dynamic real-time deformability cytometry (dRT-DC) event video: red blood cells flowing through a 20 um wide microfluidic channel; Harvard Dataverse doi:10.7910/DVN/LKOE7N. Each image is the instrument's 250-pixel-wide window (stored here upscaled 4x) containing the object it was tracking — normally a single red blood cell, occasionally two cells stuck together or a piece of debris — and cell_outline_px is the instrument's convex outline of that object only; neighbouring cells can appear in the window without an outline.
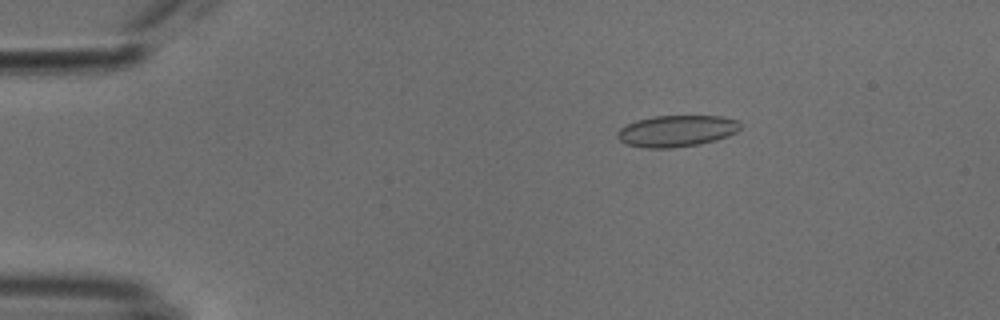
{"species": "common noctule bat (a hibernating species)", "species_latin": "Nyctalus noctula", "temperature_condition": "cold", "stored_images_in_passage": 53, "camera_frame_rate_fps": 3000, "um_per_image_px": 0.085, "animal": {"sex": "male", "body_mass_g": 18.8}, "frame": {"image": 1, "passage_image": 9, "time_ms": 2.667, "image_size_px": [1000, 320], "cell_outline_px": [[740, 128], [736, 132], [728, 136], [716, 140], [700, 144], [672, 148], [644, 148], [624, 144], [616, 136], [616, 132], [620, 128], [636, 120], [652, 116], [720, 116], [736, 120], [740, 124]], "centroid_in_image_um": [57.47, 11.14], "position_along_channel_um": 27.5, "area_um2": 22.66}}
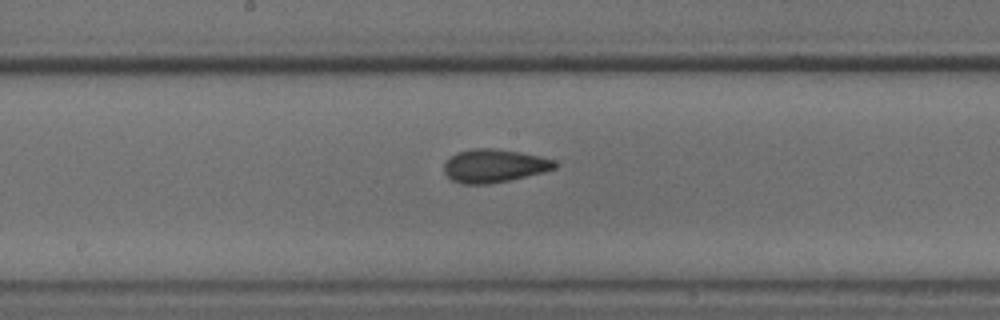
{"frame": {"image": 2, "passage_image": 28, "time_ms": 9.0, "image_size_px": [1000, 320], "cell_outline_px": [[556, 168], [544, 172], [492, 184], [460, 184], [452, 180], [444, 172], [444, 164], [456, 152], [472, 148], [496, 148], [520, 152], [540, 156], [556, 160]], "centroid_in_image_um": [42.01, 14.09], "position_along_channel_um": 206.2, "area_um2": 21.62}}
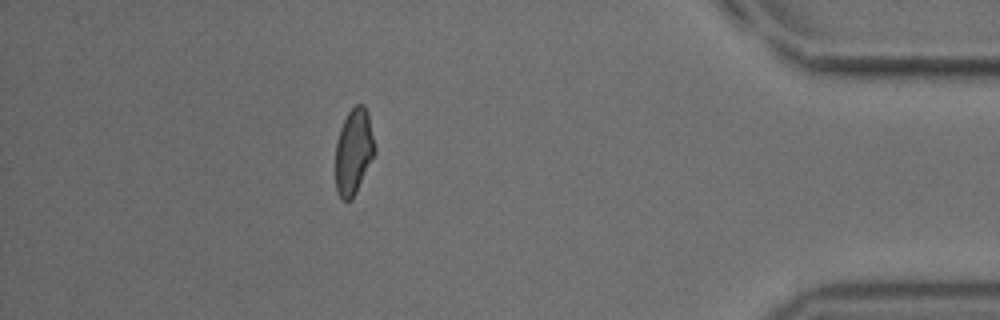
{"frame": {"image": 3, "passage_image": 47, "time_ms": 15.333, "image_size_px": [1000, 320], "cell_outline_px": [[376, 152], [352, 200], [340, 200], [336, 188], [336, 140], [340, 128], [348, 112], [356, 104], [364, 104], [368, 112], [376, 148]], "centroid_in_image_um": [30.07, 12.87], "position_along_channel_um": 405.1, "area_um2": 19.77}, "authors_computed_cell_mechanics": {"area_um2": 21.386, "velocity_mm_per_s": 3.8152, "shape_relaxation_time_tau1_ms": 4.9024, "shape_relaxation_time_tau2_ms": 2.0388, "deformation_change_tau1": 0.0826, "deformation_change_tau2": 0.0825}}